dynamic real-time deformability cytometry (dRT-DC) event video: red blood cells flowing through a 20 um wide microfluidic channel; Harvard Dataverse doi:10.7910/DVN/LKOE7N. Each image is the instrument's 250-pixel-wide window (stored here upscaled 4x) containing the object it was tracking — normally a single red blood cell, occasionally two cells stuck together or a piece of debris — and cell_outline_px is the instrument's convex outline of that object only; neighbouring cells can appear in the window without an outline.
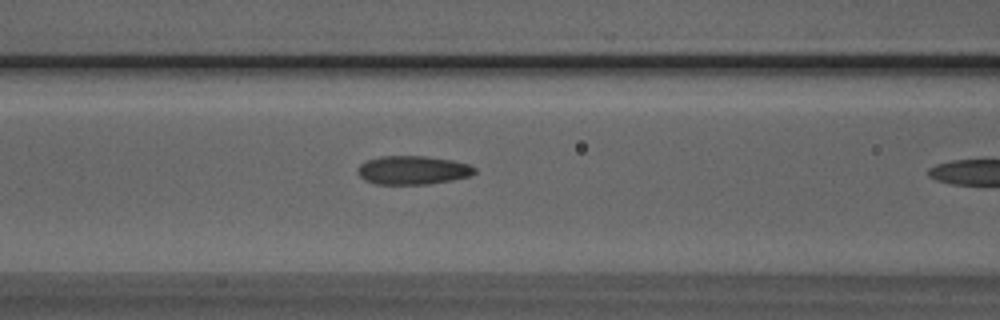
{"species": "Egyptian fruit bat (a non-hibernating species)", "species_latin": "Rousettus aegyptiacus", "temperature_condition": "room temperature", "stored_images_in_passage": 10, "camera_frame_rate_fps": 3000, "um_per_image_px": 0.085, "animal": {"sex": "male"}, "frame": {"image": 1, "passage_image": 9, "time_ms": 2.667, "image_size_px": [1000, 320], "cell_outline_px": [[476, 172], [468, 176], [452, 180], [428, 184], [376, 184], [364, 180], [356, 172], [360, 164], [368, 160], [380, 156], [428, 156], [452, 160], [468, 164], [476, 168]], "centroid_in_image_um": [35.07, 14.46], "position_along_channel_um": 131.5, "area_um2": 19.54}}